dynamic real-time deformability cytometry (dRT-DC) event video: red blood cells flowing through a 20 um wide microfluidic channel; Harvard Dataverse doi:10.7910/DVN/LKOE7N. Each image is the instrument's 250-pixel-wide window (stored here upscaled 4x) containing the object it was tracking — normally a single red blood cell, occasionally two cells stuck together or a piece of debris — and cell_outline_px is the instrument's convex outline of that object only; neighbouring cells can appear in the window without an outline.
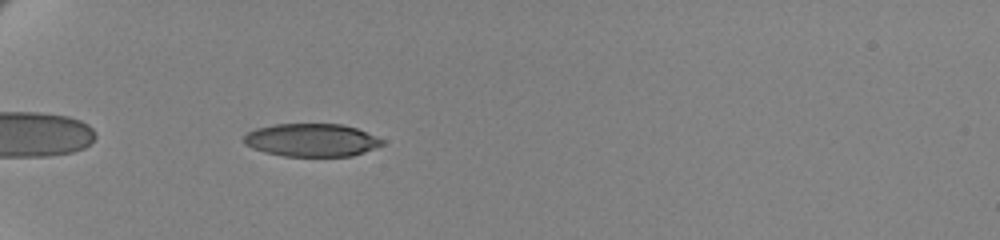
{"species": "human", "species_latin": "Homo sapiens", "temperature_condition": "cold", "stored_images_in_passage": 43, "camera_frame_rate_fps": 3000, "um_per_image_px": 0.085, "donor": {"sex": "female"}, "frame": {"image": 1, "passage_image": 4, "time_ms": 1.0, "image_size_px": [1000, 240], "cell_outline_px": [[384, 144], [364, 152], [352, 156], [284, 156], [264, 152], [252, 148], [244, 144], [244, 136], [248, 132], [256, 128], [276, 124], [340, 124], [356, 128], [384, 140]], "centroid_in_image_um": [26.46, 11.91], "position_along_channel_um": 58.5, "area_um2": 26.47}}
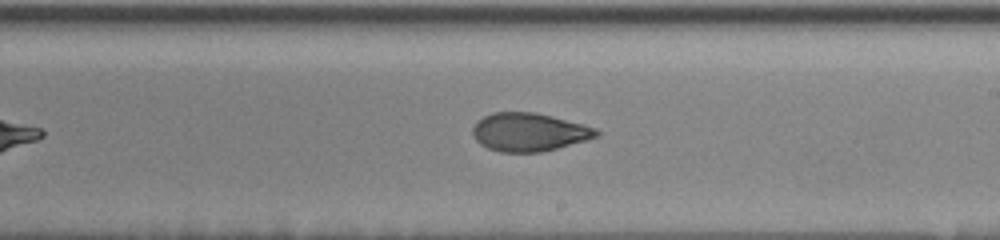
{"frame": {"image": 2, "passage_image": 22, "time_ms": 7.0, "image_size_px": [1000, 240], "cell_outline_px": [[600, 132], [596, 136], [584, 140], [556, 148], [540, 152], [500, 152], [488, 148], [480, 144], [476, 140], [472, 132], [472, 128], [476, 120], [492, 112], [536, 112], [584, 124], [596, 128]], "centroid_in_image_um": [44.92, 11.21], "position_along_channel_um": 244.1, "area_um2": 27.51}}
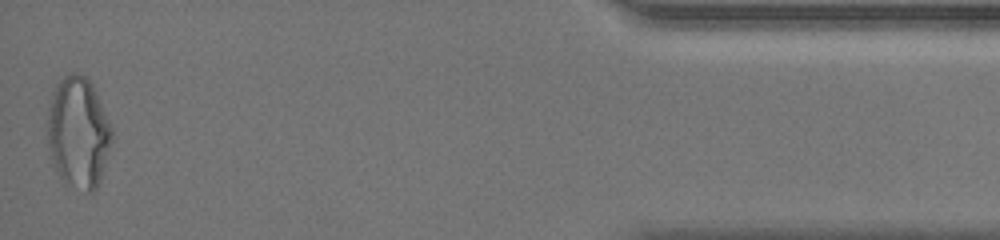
{"frame": {"image": 3, "passage_image": 43, "time_ms": 14.0, "image_size_px": [1000, 240], "cell_outline_px": [[112, 140], [96, 188], [92, 192], [88, 192], [64, 184], [56, 168], [52, 156], [48, 140], [48, 120], [52, 100], [56, 88], [60, 80], [64, 76], [72, 72], [80, 72], [92, 84], [112, 128]], "centroid_in_image_um": [6.67, 11.27], "position_along_channel_um": 428.5, "area_um2": 40.63}, "authors_computed_cell_mechanics": {"area_um2": 28.5532, "velocity_mm_per_s": 3.4624, "shape_relaxation_time_tau1_ms": 6.7859, "shape_relaxation_time_tau2_ms": 2.345, "deformation_change_tau1": 0.1743, "deformation_change_tau2": 0.0873}}